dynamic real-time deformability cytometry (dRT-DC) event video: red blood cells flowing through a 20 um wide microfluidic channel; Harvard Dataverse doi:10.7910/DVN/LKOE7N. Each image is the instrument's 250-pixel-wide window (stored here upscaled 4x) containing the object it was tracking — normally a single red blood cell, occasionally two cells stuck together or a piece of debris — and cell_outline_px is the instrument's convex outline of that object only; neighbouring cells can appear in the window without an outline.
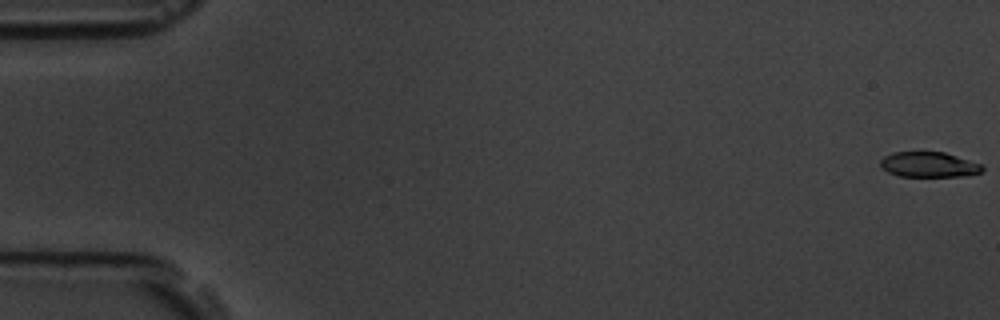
{"species": "common noctule bat (a hibernating species)", "species_latin": "Nyctalus noctula", "temperature_condition": "room temperature", "stored_images_in_passage": 7, "camera_frame_rate_fps": 3000, "um_per_image_px": 0.085, "animal": {"sex": "male", "body_mass_g": 19.5, "forearm_length_mm": 54.6}, "frame": {"image": 1, "passage_image": 1, "time_ms": 0.0, "image_size_px": [1000, 320], "cell_outline_px": [[984, 168], [980, 172], [968, 176], [900, 176], [888, 172], [880, 164], [880, 160], [884, 156], [892, 152], [944, 152], [984, 164]], "centroid_in_image_um": [78.99, 13.98], "position_along_channel_um": 6.0, "area_um2": 15.03}}
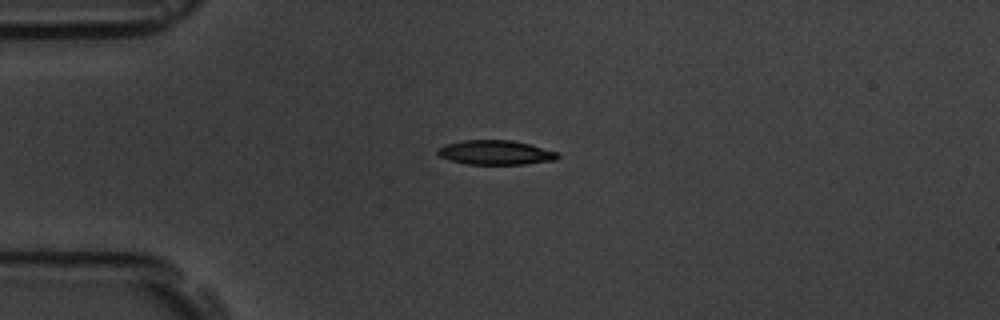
{"frame": {"image": 2, "passage_image": 5, "time_ms": 4.667, "image_size_px": [1000, 320], "cell_outline_px": [[560, 156], [556, 160], [524, 164], [468, 164], [448, 160], [440, 156], [436, 152], [436, 148], [444, 144], [464, 140], [512, 140], [528, 144], [556, 152]], "centroid_in_image_um": [42.06, 12.96], "position_along_channel_um": 42.9, "area_um2": 17.05}}
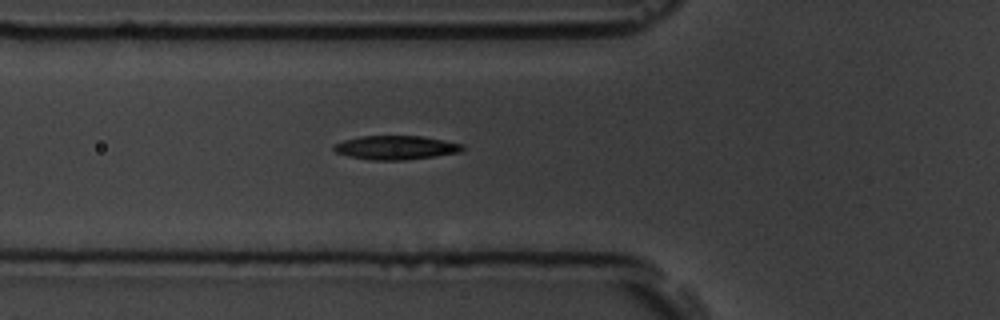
{"frame": {"image": 3, "passage_image": 7, "time_ms": 6.667, "image_size_px": [1000, 320], "cell_outline_px": [[464, 148], [460, 152], [436, 156], [404, 160], [372, 160], [348, 156], [336, 152], [332, 148], [332, 144], [344, 140], [360, 136], [424, 136], [464, 144]], "centroid_in_image_um": [33.64, 12.54], "position_along_channel_um": 92.2, "area_um2": 18.03}}